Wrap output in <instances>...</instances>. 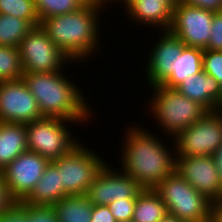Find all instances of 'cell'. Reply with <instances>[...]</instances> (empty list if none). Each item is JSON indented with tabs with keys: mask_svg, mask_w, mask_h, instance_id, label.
<instances>
[{
	"mask_svg": "<svg viewBox=\"0 0 222 222\" xmlns=\"http://www.w3.org/2000/svg\"><path fill=\"white\" fill-rule=\"evenodd\" d=\"M132 125H128L127 131L125 129L123 144L120 146L122 157L118 155L121 164L119 168L121 167L120 169L134 179L142 189H154L175 171L174 141L171 139L172 145L164 143L163 139L156 136L157 134L149 132L146 126H139V122Z\"/></svg>",
	"mask_w": 222,
	"mask_h": 222,
	"instance_id": "1",
	"label": "cell"
},
{
	"mask_svg": "<svg viewBox=\"0 0 222 222\" xmlns=\"http://www.w3.org/2000/svg\"><path fill=\"white\" fill-rule=\"evenodd\" d=\"M102 11L104 10L89 0L71 13L41 19L39 25L71 61L79 64L88 58L91 59L97 51L100 53L99 48L104 45L100 38L102 28L99 23L102 20L100 17H103L102 13H105Z\"/></svg>",
	"mask_w": 222,
	"mask_h": 222,
	"instance_id": "2",
	"label": "cell"
},
{
	"mask_svg": "<svg viewBox=\"0 0 222 222\" xmlns=\"http://www.w3.org/2000/svg\"><path fill=\"white\" fill-rule=\"evenodd\" d=\"M22 79L37 100L43 117L74 122H91L90 118H94L95 114L86 95L63 70L48 73L24 72Z\"/></svg>",
	"mask_w": 222,
	"mask_h": 222,
	"instance_id": "3",
	"label": "cell"
},
{
	"mask_svg": "<svg viewBox=\"0 0 222 222\" xmlns=\"http://www.w3.org/2000/svg\"><path fill=\"white\" fill-rule=\"evenodd\" d=\"M152 88V89H151ZM152 91L148 105V116L152 114L161 133L173 139L179 132L200 120L208 111L198 102L190 100L177 89L154 85L149 88ZM149 106V107H148ZM163 129V130H162Z\"/></svg>",
	"mask_w": 222,
	"mask_h": 222,
	"instance_id": "4",
	"label": "cell"
},
{
	"mask_svg": "<svg viewBox=\"0 0 222 222\" xmlns=\"http://www.w3.org/2000/svg\"><path fill=\"white\" fill-rule=\"evenodd\" d=\"M154 190L166 205L168 214L183 222H210L212 201L178 172L167 176Z\"/></svg>",
	"mask_w": 222,
	"mask_h": 222,
	"instance_id": "5",
	"label": "cell"
},
{
	"mask_svg": "<svg viewBox=\"0 0 222 222\" xmlns=\"http://www.w3.org/2000/svg\"><path fill=\"white\" fill-rule=\"evenodd\" d=\"M77 123L80 126L82 123L89 125V122H74L56 117H43L26 124L28 150L53 162L80 142L79 138L72 136V130L68 129V126H78Z\"/></svg>",
	"mask_w": 222,
	"mask_h": 222,
	"instance_id": "6",
	"label": "cell"
},
{
	"mask_svg": "<svg viewBox=\"0 0 222 222\" xmlns=\"http://www.w3.org/2000/svg\"><path fill=\"white\" fill-rule=\"evenodd\" d=\"M85 146L79 142L67 154L53 161L59 169L65 197L86 194L89 186L108 162L103 160L104 157H101L99 152L94 149L92 151L88 145Z\"/></svg>",
	"mask_w": 222,
	"mask_h": 222,
	"instance_id": "7",
	"label": "cell"
},
{
	"mask_svg": "<svg viewBox=\"0 0 222 222\" xmlns=\"http://www.w3.org/2000/svg\"><path fill=\"white\" fill-rule=\"evenodd\" d=\"M176 157L210 156L222 145V109L208 111L174 138Z\"/></svg>",
	"mask_w": 222,
	"mask_h": 222,
	"instance_id": "8",
	"label": "cell"
},
{
	"mask_svg": "<svg viewBox=\"0 0 222 222\" xmlns=\"http://www.w3.org/2000/svg\"><path fill=\"white\" fill-rule=\"evenodd\" d=\"M17 48L26 73L58 72L68 64H76L51 41L40 25L33 27Z\"/></svg>",
	"mask_w": 222,
	"mask_h": 222,
	"instance_id": "9",
	"label": "cell"
},
{
	"mask_svg": "<svg viewBox=\"0 0 222 222\" xmlns=\"http://www.w3.org/2000/svg\"><path fill=\"white\" fill-rule=\"evenodd\" d=\"M214 12L182 4L178 0L172 8V23L169 31L186 46L205 50L212 27Z\"/></svg>",
	"mask_w": 222,
	"mask_h": 222,
	"instance_id": "10",
	"label": "cell"
},
{
	"mask_svg": "<svg viewBox=\"0 0 222 222\" xmlns=\"http://www.w3.org/2000/svg\"><path fill=\"white\" fill-rule=\"evenodd\" d=\"M49 163L38 153L27 150L0 172L14 202H21L29 195Z\"/></svg>",
	"mask_w": 222,
	"mask_h": 222,
	"instance_id": "11",
	"label": "cell"
},
{
	"mask_svg": "<svg viewBox=\"0 0 222 222\" xmlns=\"http://www.w3.org/2000/svg\"><path fill=\"white\" fill-rule=\"evenodd\" d=\"M43 118L23 79L0 82V122L28 124Z\"/></svg>",
	"mask_w": 222,
	"mask_h": 222,
	"instance_id": "12",
	"label": "cell"
},
{
	"mask_svg": "<svg viewBox=\"0 0 222 222\" xmlns=\"http://www.w3.org/2000/svg\"><path fill=\"white\" fill-rule=\"evenodd\" d=\"M110 161L100 170L86 193L93 205L107 206L111 202L136 199L142 188L130 178L123 170L110 167ZM114 168V169H112ZM117 169H119L117 171ZM121 171V172H120Z\"/></svg>",
	"mask_w": 222,
	"mask_h": 222,
	"instance_id": "13",
	"label": "cell"
},
{
	"mask_svg": "<svg viewBox=\"0 0 222 222\" xmlns=\"http://www.w3.org/2000/svg\"><path fill=\"white\" fill-rule=\"evenodd\" d=\"M175 171L211 201L222 198V181L213 155L176 157Z\"/></svg>",
	"mask_w": 222,
	"mask_h": 222,
	"instance_id": "14",
	"label": "cell"
},
{
	"mask_svg": "<svg viewBox=\"0 0 222 222\" xmlns=\"http://www.w3.org/2000/svg\"><path fill=\"white\" fill-rule=\"evenodd\" d=\"M157 42L149 48L147 63L145 64L146 83L148 88L161 85L175 71L177 55H180L186 45L169 30L158 31Z\"/></svg>",
	"mask_w": 222,
	"mask_h": 222,
	"instance_id": "15",
	"label": "cell"
},
{
	"mask_svg": "<svg viewBox=\"0 0 222 222\" xmlns=\"http://www.w3.org/2000/svg\"><path fill=\"white\" fill-rule=\"evenodd\" d=\"M176 89L207 111L221 110V85L204 71L189 75Z\"/></svg>",
	"mask_w": 222,
	"mask_h": 222,
	"instance_id": "16",
	"label": "cell"
},
{
	"mask_svg": "<svg viewBox=\"0 0 222 222\" xmlns=\"http://www.w3.org/2000/svg\"><path fill=\"white\" fill-rule=\"evenodd\" d=\"M128 21L138 25L155 27L156 32L169 30L172 23V9L164 2L158 0L135 1L126 11Z\"/></svg>",
	"mask_w": 222,
	"mask_h": 222,
	"instance_id": "17",
	"label": "cell"
},
{
	"mask_svg": "<svg viewBox=\"0 0 222 222\" xmlns=\"http://www.w3.org/2000/svg\"><path fill=\"white\" fill-rule=\"evenodd\" d=\"M65 197L58 167L50 162L42 177L29 195L22 201L27 205L52 206Z\"/></svg>",
	"mask_w": 222,
	"mask_h": 222,
	"instance_id": "18",
	"label": "cell"
},
{
	"mask_svg": "<svg viewBox=\"0 0 222 222\" xmlns=\"http://www.w3.org/2000/svg\"><path fill=\"white\" fill-rule=\"evenodd\" d=\"M27 150L26 124L0 122V172Z\"/></svg>",
	"mask_w": 222,
	"mask_h": 222,
	"instance_id": "19",
	"label": "cell"
},
{
	"mask_svg": "<svg viewBox=\"0 0 222 222\" xmlns=\"http://www.w3.org/2000/svg\"><path fill=\"white\" fill-rule=\"evenodd\" d=\"M203 50L186 46L180 55H177L175 71L161 84L176 89L186 77L196 75L203 71Z\"/></svg>",
	"mask_w": 222,
	"mask_h": 222,
	"instance_id": "20",
	"label": "cell"
},
{
	"mask_svg": "<svg viewBox=\"0 0 222 222\" xmlns=\"http://www.w3.org/2000/svg\"><path fill=\"white\" fill-rule=\"evenodd\" d=\"M168 214L167 207L154 189H142L135 202L132 222H159Z\"/></svg>",
	"mask_w": 222,
	"mask_h": 222,
	"instance_id": "21",
	"label": "cell"
},
{
	"mask_svg": "<svg viewBox=\"0 0 222 222\" xmlns=\"http://www.w3.org/2000/svg\"><path fill=\"white\" fill-rule=\"evenodd\" d=\"M59 222H90L93 204L86 194L68 195L52 205Z\"/></svg>",
	"mask_w": 222,
	"mask_h": 222,
	"instance_id": "22",
	"label": "cell"
},
{
	"mask_svg": "<svg viewBox=\"0 0 222 222\" xmlns=\"http://www.w3.org/2000/svg\"><path fill=\"white\" fill-rule=\"evenodd\" d=\"M33 26L25 19L0 14V46L18 47Z\"/></svg>",
	"mask_w": 222,
	"mask_h": 222,
	"instance_id": "23",
	"label": "cell"
},
{
	"mask_svg": "<svg viewBox=\"0 0 222 222\" xmlns=\"http://www.w3.org/2000/svg\"><path fill=\"white\" fill-rule=\"evenodd\" d=\"M23 73L18 48L0 46V82L22 79Z\"/></svg>",
	"mask_w": 222,
	"mask_h": 222,
	"instance_id": "24",
	"label": "cell"
},
{
	"mask_svg": "<svg viewBox=\"0 0 222 222\" xmlns=\"http://www.w3.org/2000/svg\"><path fill=\"white\" fill-rule=\"evenodd\" d=\"M89 0H34L41 19L68 14L84 6Z\"/></svg>",
	"mask_w": 222,
	"mask_h": 222,
	"instance_id": "25",
	"label": "cell"
},
{
	"mask_svg": "<svg viewBox=\"0 0 222 222\" xmlns=\"http://www.w3.org/2000/svg\"><path fill=\"white\" fill-rule=\"evenodd\" d=\"M0 14L25 19L33 27L40 24L34 0H0Z\"/></svg>",
	"mask_w": 222,
	"mask_h": 222,
	"instance_id": "26",
	"label": "cell"
},
{
	"mask_svg": "<svg viewBox=\"0 0 222 222\" xmlns=\"http://www.w3.org/2000/svg\"><path fill=\"white\" fill-rule=\"evenodd\" d=\"M203 71L222 84V51L203 50Z\"/></svg>",
	"mask_w": 222,
	"mask_h": 222,
	"instance_id": "27",
	"label": "cell"
},
{
	"mask_svg": "<svg viewBox=\"0 0 222 222\" xmlns=\"http://www.w3.org/2000/svg\"><path fill=\"white\" fill-rule=\"evenodd\" d=\"M26 222H59L53 206L27 205Z\"/></svg>",
	"mask_w": 222,
	"mask_h": 222,
	"instance_id": "28",
	"label": "cell"
},
{
	"mask_svg": "<svg viewBox=\"0 0 222 222\" xmlns=\"http://www.w3.org/2000/svg\"><path fill=\"white\" fill-rule=\"evenodd\" d=\"M136 199H124L111 202L108 209L117 222L131 220L135 208Z\"/></svg>",
	"mask_w": 222,
	"mask_h": 222,
	"instance_id": "29",
	"label": "cell"
},
{
	"mask_svg": "<svg viewBox=\"0 0 222 222\" xmlns=\"http://www.w3.org/2000/svg\"><path fill=\"white\" fill-rule=\"evenodd\" d=\"M207 50L222 51V11L214 12Z\"/></svg>",
	"mask_w": 222,
	"mask_h": 222,
	"instance_id": "30",
	"label": "cell"
},
{
	"mask_svg": "<svg viewBox=\"0 0 222 222\" xmlns=\"http://www.w3.org/2000/svg\"><path fill=\"white\" fill-rule=\"evenodd\" d=\"M0 222H26V204L13 202L0 214Z\"/></svg>",
	"mask_w": 222,
	"mask_h": 222,
	"instance_id": "31",
	"label": "cell"
},
{
	"mask_svg": "<svg viewBox=\"0 0 222 222\" xmlns=\"http://www.w3.org/2000/svg\"><path fill=\"white\" fill-rule=\"evenodd\" d=\"M182 4L195 6L212 12L222 11V0H178Z\"/></svg>",
	"mask_w": 222,
	"mask_h": 222,
	"instance_id": "32",
	"label": "cell"
},
{
	"mask_svg": "<svg viewBox=\"0 0 222 222\" xmlns=\"http://www.w3.org/2000/svg\"><path fill=\"white\" fill-rule=\"evenodd\" d=\"M90 222H117L107 206L93 205Z\"/></svg>",
	"mask_w": 222,
	"mask_h": 222,
	"instance_id": "33",
	"label": "cell"
},
{
	"mask_svg": "<svg viewBox=\"0 0 222 222\" xmlns=\"http://www.w3.org/2000/svg\"><path fill=\"white\" fill-rule=\"evenodd\" d=\"M14 201L9 196L6 185L0 173V214L6 210Z\"/></svg>",
	"mask_w": 222,
	"mask_h": 222,
	"instance_id": "34",
	"label": "cell"
},
{
	"mask_svg": "<svg viewBox=\"0 0 222 222\" xmlns=\"http://www.w3.org/2000/svg\"><path fill=\"white\" fill-rule=\"evenodd\" d=\"M210 222H222V198L212 201Z\"/></svg>",
	"mask_w": 222,
	"mask_h": 222,
	"instance_id": "35",
	"label": "cell"
},
{
	"mask_svg": "<svg viewBox=\"0 0 222 222\" xmlns=\"http://www.w3.org/2000/svg\"><path fill=\"white\" fill-rule=\"evenodd\" d=\"M90 1H92L98 8H101L102 10L107 9L108 7L106 4H109V3L110 4L115 3V5L118 3H119L118 5L123 4L122 5L123 7H120V9L124 8V12L125 10L128 9V0H90Z\"/></svg>",
	"mask_w": 222,
	"mask_h": 222,
	"instance_id": "36",
	"label": "cell"
},
{
	"mask_svg": "<svg viewBox=\"0 0 222 222\" xmlns=\"http://www.w3.org/2000/svg\"><path fill=\"white\" fill-rule=\"evenodd\" d=\"M213 158L216 163V167L220 176V180L222 181V145L214 152Z\"/></svg>",
	"mask_w": 222,
	"mask_h": 222,
	"instance_id": "37",
	"label": "cell"
},
{
	"mask_svg": "<svg viewBox=\"0 0 222 222\" xmlns=\"http://www.w3.org/2000/svg\"><path fill=\"white\" fill-rule=\"evenodd\" d=\"M138 0H128V8ZM158 1H164L171 9L176 5L177 0H158Z\"/></svg>",
	"mask_w": 222,
	"mask_h": 222,
	"instance_id": "38",
	"label": "cell"
},
{
	"mask_svg": "<svg viewBox=\"0 0 222 222\" xmlns=\"http://www.w3.org/2000/svg\"><path fill=\"white\" fill-rule=\"evenodd\" d=\"M159 222H183V221L179 220L176 216H173L171 214H167Z\"/></svg>",
	"mask_w": 222,
	"mask_h": 222,
	"instance_id": "39",
	"label": "cell"
},
{
	"mask_svg": "<svg viewBox=\"0 0 222 222\" xmlns=\"http://www.w3.org/2000/svg\"><path fill=\"white\" fill-rule=\"evenodd\" d=\"M221 109H222V84H221Z\"/></svg>",
	"mask_w": 222,
	"mask_h": 222,
	"instance_id": "40",
	"label": "cell"
},
{
	"mask_svg": "<svg viewBox=\"0 0 222 222\" xmlns=\"http://www.w3.org/2000/svg\"><path fill=\"white\" fill-rule=\"evenodd\" d=\"M119 222H132V220H127V221H119Z\"/></svg>",
	"mask_w": 222,
	"mask_h": 222,
	"instance_id": "41",
	"label": "cell"
}]
</instances>
